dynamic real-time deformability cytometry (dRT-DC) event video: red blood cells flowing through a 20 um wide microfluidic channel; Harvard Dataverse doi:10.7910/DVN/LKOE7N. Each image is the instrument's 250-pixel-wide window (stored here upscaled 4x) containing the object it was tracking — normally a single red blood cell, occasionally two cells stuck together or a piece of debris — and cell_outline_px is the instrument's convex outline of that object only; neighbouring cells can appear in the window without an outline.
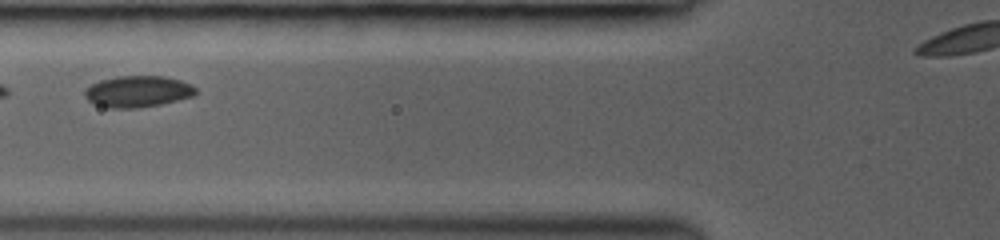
{"species": "common noctule bat (a hibernating species)", "species_latin": "Nyctalus noctula", "temperature_condition": "room temperature", "stored_images_in_passage": 26, "camera_frame_rate_fps": 3000, "um_per_image_px": 0.085, "animal": {"sex": "female", "body_mass_g": 19.0, "forearm_length_mm": 53.3}, "frame": {"image": 1, "passage_image": 10, "time_ms": 2.333, "image_size_px": [1000, 240], "cell_outline_px": [[196, 92], [192, 96], [160, 104], [136, 108], [108, 108], [96, 104], [88, 100], [84, 96], [84, 88], [100, 80], [116, 76], [164, 76], [180, 80], [192, 84], [196, 88]], "centroid_in_image_um": [11.68, 7.77], "position_along_channel_um": 114.1, "area_um2": 20.29}}
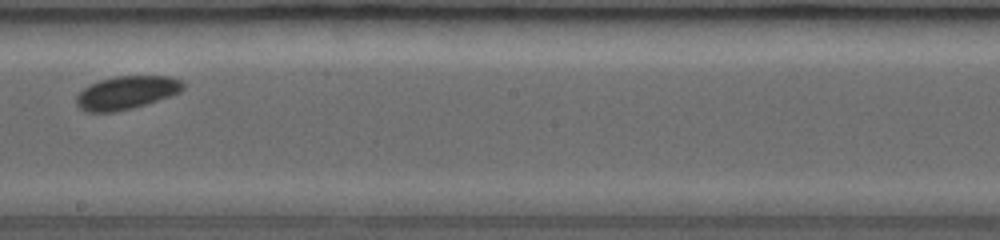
{"frame": {"image": 2, "passage_image": 17, "time_ms": 5.333, "image_size_px": [1000, 240], "cell_outline_px": [[184, 88], [180, 92], [172, 96], [132, 108], [116, 112], [84, 112], [76, 104], [76, 96], [88, 84], [100, 80], [116, 76], [172, 76], [184, 80]], "centroid_in_image_um": [10.77, 7.87], "position_along_channel_um": 237.4, "area_um2": 20.92}}